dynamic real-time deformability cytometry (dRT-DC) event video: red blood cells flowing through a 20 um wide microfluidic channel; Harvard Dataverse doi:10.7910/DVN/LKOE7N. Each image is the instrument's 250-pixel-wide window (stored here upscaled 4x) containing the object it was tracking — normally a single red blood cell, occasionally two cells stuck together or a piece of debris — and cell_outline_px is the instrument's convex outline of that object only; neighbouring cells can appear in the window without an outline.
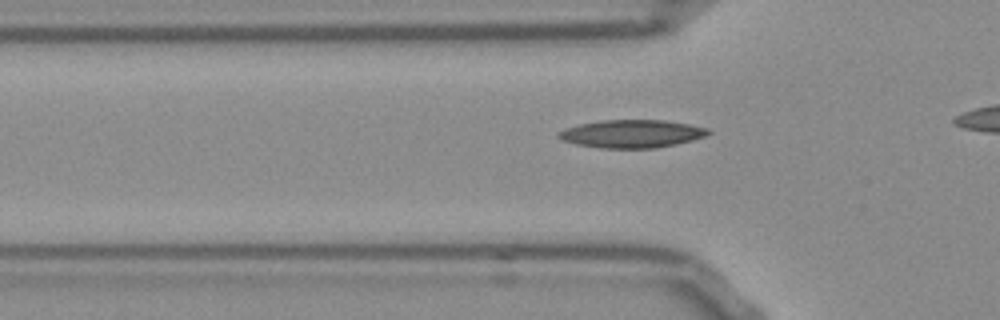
{"species": "Egyptian fruit bat (a non-hibernating species)", "species_latin": "Rousettus aegyptiacus", "temperature_condition": "room temperature", "stored_images_in_passage": 15, "camera_frame_rate_fps": 3000, "um_per_image_px": 0.085, "frame": {"image": 1, "passage_image": 9, "time_ms": 2.667, "image_size_px": [1000, 320], "cell_outline_px": [[712, 132], [704, 136], [692, 140], [676, 144], [656, 148], [600, 148], [576, 144], [560, 140], [556, 136], [556, 132], [564, 128], [580, 124], [600, 120], [664, 120], [688, 124], [708, 128]], "centroid_in_image_um": [53.65, 11.37], "position_along_channel_um": 72.2, "area_um2": 24.51}}
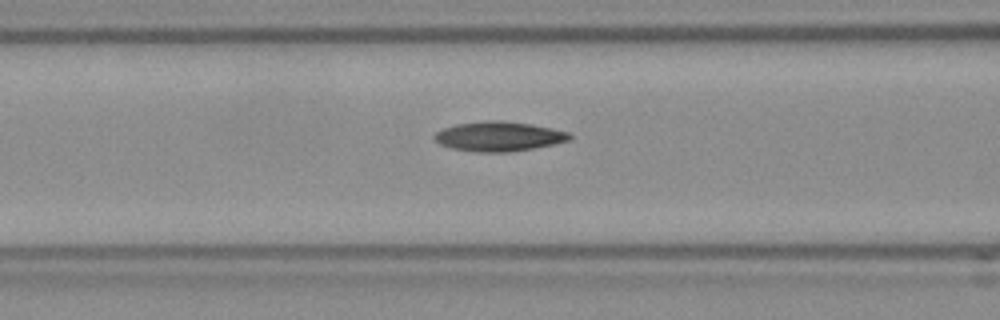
{"frame": {"image": 2, "passage_image": 13, "time_ms": 4.0, "image_size_px": [1000, 320], "cell_outline_px": [[572, 136], [568, 140], [552, 144], [532, 148], [508, 152], [476, 152], [452, 148], [440, 144], [432, 136], [436, 132], [444, 128], [456, 124], [484, 120], [500, 120], [532, 124], [552, 128], [568, 132]], "centroid_in_image_um": [42.37, 11.58], "position_along_channel_um": 124.2, "area_um2": 23.24}}